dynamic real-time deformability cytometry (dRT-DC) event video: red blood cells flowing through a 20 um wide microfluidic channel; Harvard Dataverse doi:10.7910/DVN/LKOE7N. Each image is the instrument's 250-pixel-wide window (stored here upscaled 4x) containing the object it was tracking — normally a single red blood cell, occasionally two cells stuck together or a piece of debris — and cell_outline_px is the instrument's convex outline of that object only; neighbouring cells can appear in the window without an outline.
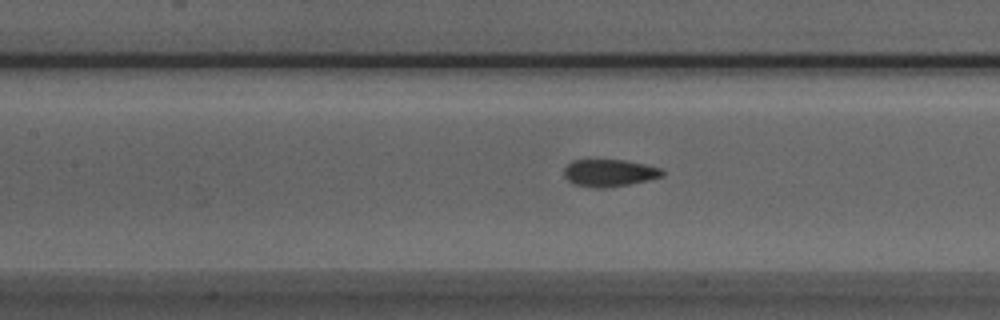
{"species": "Egyptian fruit bat (a non-hibernating species)", "species_latin": "Rousettus aegyptiacus", "temperature_condition": "room temperature", "stored_images_in_passage": 19, "camera_frame_rate_fps": 3000, "um_per_image_px": 0.085, "animal": {"sex": "male"}, "frame": {"image": 1, "passage_image": 16, "time_ms": 5.0, "image_size_px": [1000, 320], "cell_outline_px": [[664, 176], [648, 180], [628, 184], [604, 188], [596, 188], [576, 184], [568, 180], [564, 176], [564, 168], [572, 160], [624, 160], [644, 164], [660, 168], [664, 172]], "centroid_in_image_um": [51.79, 14.69], "position_along_channel_um": 155.6, "area_um2": 15.43}}